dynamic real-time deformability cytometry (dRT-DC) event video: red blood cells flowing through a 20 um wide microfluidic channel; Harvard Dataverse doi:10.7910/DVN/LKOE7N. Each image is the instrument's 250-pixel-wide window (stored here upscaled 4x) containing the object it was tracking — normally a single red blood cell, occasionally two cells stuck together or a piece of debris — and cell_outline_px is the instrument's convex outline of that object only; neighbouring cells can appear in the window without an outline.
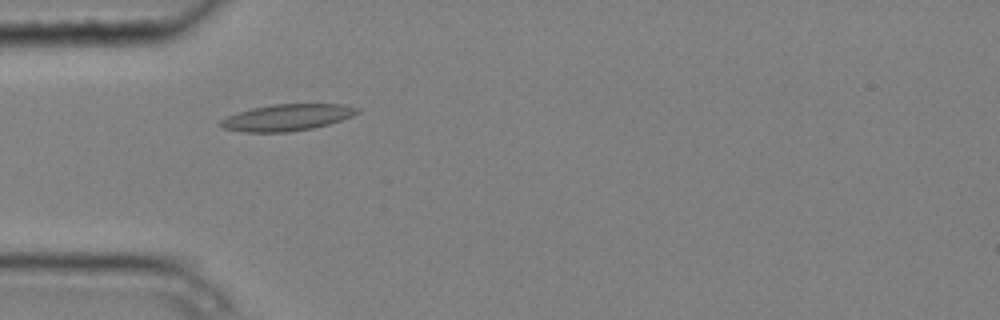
{"species": "common noctule bat (a hibernating species)", "species_latin": "Nyctalus noctula", "temperature_condition": "cold", "stored_images_in_passage": 5, "camera_frame_rate_fps": 3000, "um_per_image_px": 0.085, "animal": {"sex": "male", "body_mass_g": 20.4}, "frame": {"image": 1, "passage_image": 4, "time_ms": 1.0, "image_size_px": [1000, 320], "cell_outline_px": [[360, 112], [352, 116], [328, 124], [312, 128], [288, 132], [244, 132], [224, 128], [220, 124], [220, 120], [228, 116], [252, 108], [272, 104], [344, 104], [360, 108]], "centroid_in_image_um": [24.43, 9.98], "position_along_channel_um": 60.6, "area_um2": 20.98}}
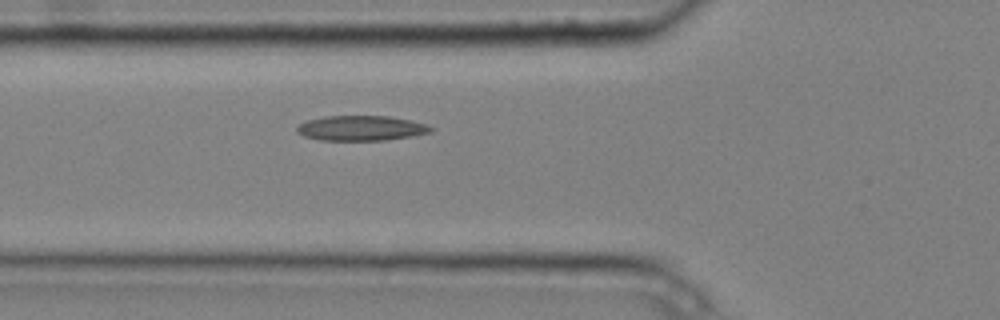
{"frame": {"image": 2, "passage_image": 5, "time_ms": 1.333, "image_size_px": [1000, 320], "cell_outline_px": [[436, 128], [432, 132], [412, 136], [384, 140], [320, 140], [304, 136], [296, 132], [296, 128], [300, 124], [308, 120], [324, 116], [388, 116], [412, 120]], "centroid_in_image_um": [30.72, 10.89], "position_along_channel_um": 95.1, "area_um2": 19.54}}